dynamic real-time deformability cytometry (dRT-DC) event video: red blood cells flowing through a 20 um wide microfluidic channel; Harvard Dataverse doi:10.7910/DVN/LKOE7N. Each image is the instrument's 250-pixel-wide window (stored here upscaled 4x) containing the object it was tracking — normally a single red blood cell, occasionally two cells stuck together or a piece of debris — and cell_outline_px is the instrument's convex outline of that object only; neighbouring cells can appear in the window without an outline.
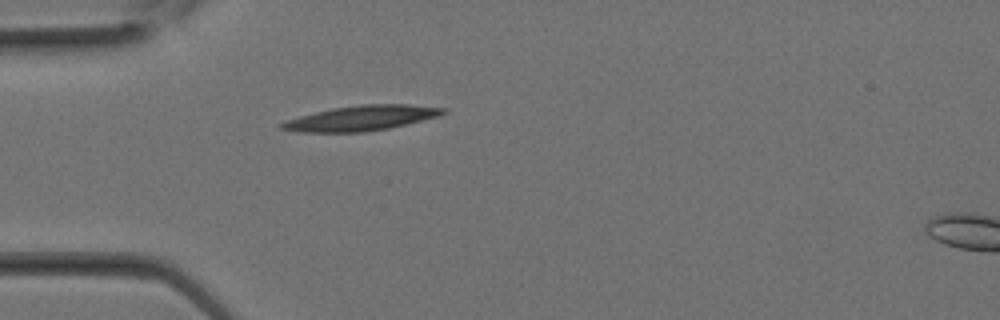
{"species": "Egyptian fruit bat (a non-hibernating species)", "species_latin": "Rousettus aegyptiacus", "temperature_condition": "room temperature", "stored_images_in_passage": 11, "camera_frame_rate_fps": 3000, "um_per_image_px": 0.085, "animal": {"sex": "female"}, "frame": {"image": 1, "passage_image": 2, "time_ms": 0.333, "image_size_px": [1000, 320], "cell_outline_px": [[448, 112], [440, 116], [408, 124], [388, 128], [364, 132], [296, 132], [280, 128], [280, 124], [288, 120], [300, 116], [332, 108], [360, 104], [408, 104], [448, 108]], "centroid_in_image_um": [30.79, 10.03], "position_along_channel_um": 54.2, "area_um2": 23.64}}
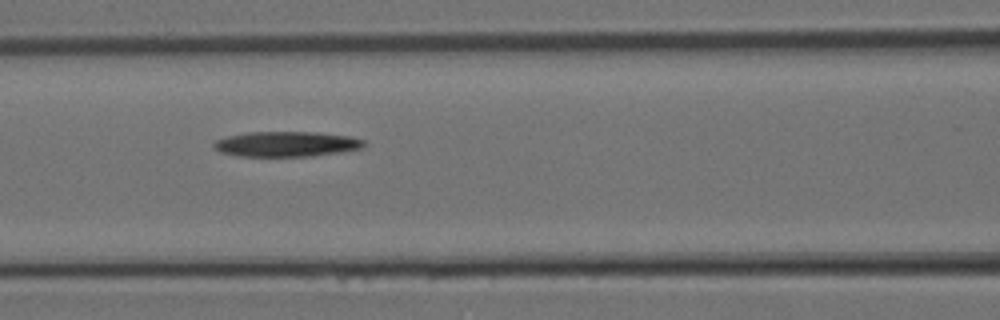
{"frame": {"image": 2, "passage_image": 6, "time_ms": 1.667, "image_size_px": [1000, 320], "cell_outline_px": [[368, 144], [364, 148], [340, 152], [312, 156], [240, 156], [220, 152], [212, 144], [216, 140], [228, 136], [248, 132], [316, 132], [348, 136], [364, 140]], "centroid_in_image_um": [24.39, 12.24], "position_along_channel_um": 142.2, "area_um2": 22.02}}
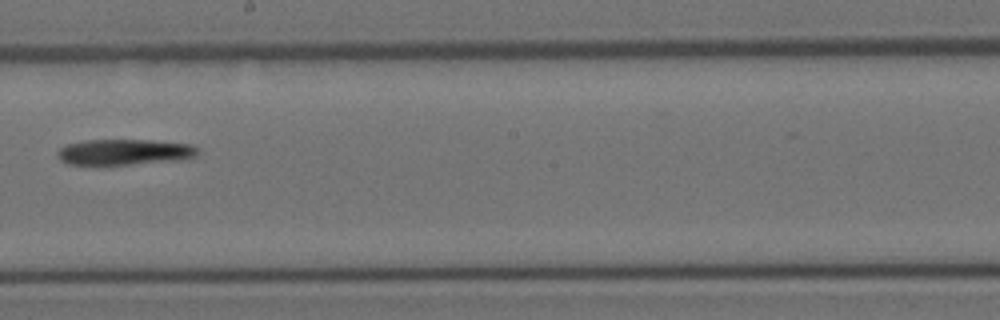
{"frame": {"image": 3, "passage_image": 10, "time_ms": 3.0, "image_size_px": [1000, 320], "cell_outline_px": [[196, 156], [180, 160], [100, 168], [96, 168], [68, 164], [60, 160], [56, 156], [56, 152], [60, 148], [68, 144], [88, 140], [152, 140], [192, 144], [196, 148]], "centroid_in_image_um": [10.48, 12.98], "position_along_channel_um": 237.7, "area_um2": 22.14}}